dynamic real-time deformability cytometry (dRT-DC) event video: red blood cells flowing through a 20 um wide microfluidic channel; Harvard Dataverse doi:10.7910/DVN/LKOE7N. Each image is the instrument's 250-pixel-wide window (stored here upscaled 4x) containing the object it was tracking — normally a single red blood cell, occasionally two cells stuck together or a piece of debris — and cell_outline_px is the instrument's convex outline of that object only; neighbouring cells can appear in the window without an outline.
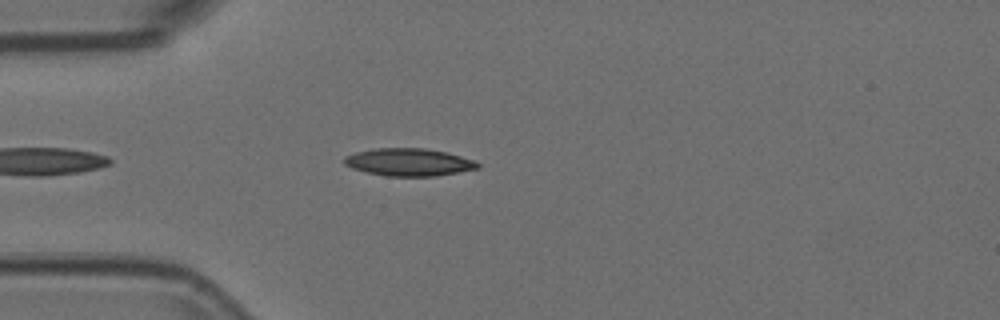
{"species": "Egyptian fruit bat (a non-hibernating species)", "species_latin": "Rousettus aegyptiacus", "temperature_condition": "room temperature", "stored_images_in_passage": 29, "camera_frame_rate_fps": 3000, "um_per_image_px": 0.085, "animal": {"sex": "female"}, "frame": {"image": 1, "passage_image": 5, "time_ms": 1.333, "image_size_px": [1000, 320], "cell_outline_px": [[480, 168], [436, 176], [384, 176], [352, 168], [344, 164], [344, 156], [356, 152], [372, 148], [424, 148], [444, 152], [476, 160], [480, 164]], "centroid_in_image_um": [34.75, 13.78], "position_along_channel_um": 50.3, "area_um2": 21.44}}
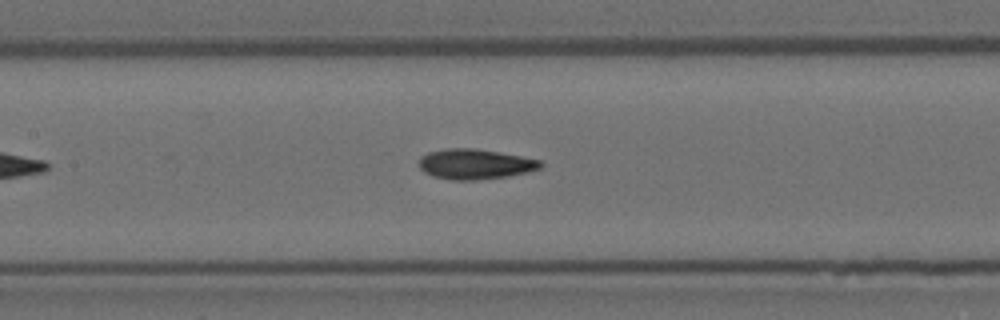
{"frame": {"image": 2, "passage_image": 15, "time_ms": 4.667, "image_size_px": [1000, 320], "cell_outline_px": [[544, 164], [540, 168], [528, 172], [508, 176], [476, 180], [452, 180], [432, 176], [424, 172], [420, 168], [420, 156], [428, 152], [448, 148], [472, 148], [520, 156], [540, 160]], "centroid_in_image_um": [40.36, 13.95], "position_along_channel_um": 167.0, "area_um2": 21.27}}
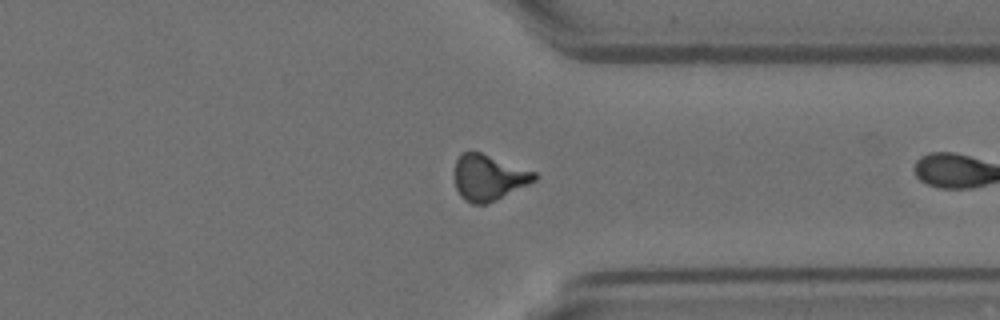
{"frame": {"image": 3, "passage_image": 28, "time_ms": 9.0, "image_size_px": [1000, 320], "cell_outline_px": [[536, 180], [496, 200], [484, 204], [472, 204], [464, 200], [460, 196], [456, 188], [456, 160], [460, 152], [480, 152], [536, 172]], "centroid_in_image_um": [41.52, 15.09], "position_along_channel_um": 369.9, "area_um2": 21.04}}